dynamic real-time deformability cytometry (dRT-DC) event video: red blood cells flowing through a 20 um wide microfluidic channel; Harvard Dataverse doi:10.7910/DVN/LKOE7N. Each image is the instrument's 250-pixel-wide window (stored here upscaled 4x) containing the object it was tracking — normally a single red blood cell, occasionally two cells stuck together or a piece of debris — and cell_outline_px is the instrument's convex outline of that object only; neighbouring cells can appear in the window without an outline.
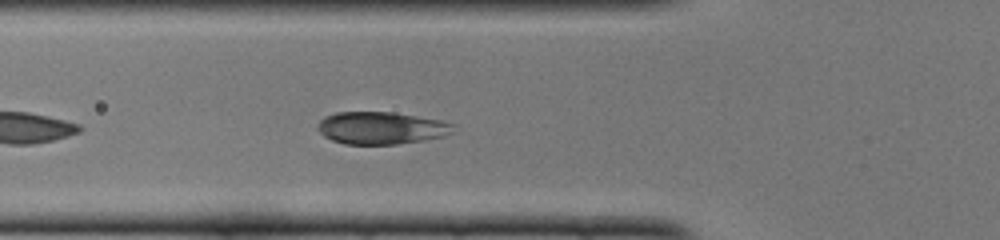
{"species": "common noctule bat (a hibernating species)", "species_latin": "Nyctalus noctula", "temperature_condition": "cold", "stored_images_in_passage": 11, "camera_frame_rate_fps": 3000, "um_per_image_px": 0.085, "animal": {"sex": "female", "body_mass_g": 22.0, "forearm_length_mm": 56.7}, "frame": {"image": 1, "passage_image": 4, "time_ms": 1.0, "image_size_px": [1000, 240], "cell_outline_px": [[456, 132], [444, 136], [424, 140], [396, 144], [344, 144], [332, 140], [324, 136], [316, 128], [320, 120], [324, 116], [336, 112], [392, 112], [440, 120], [456, 124]], "centroid_in_image_um": [32.43, 10.88], "position_along_channel_um": 93.4, "area_um2": 25.78}}
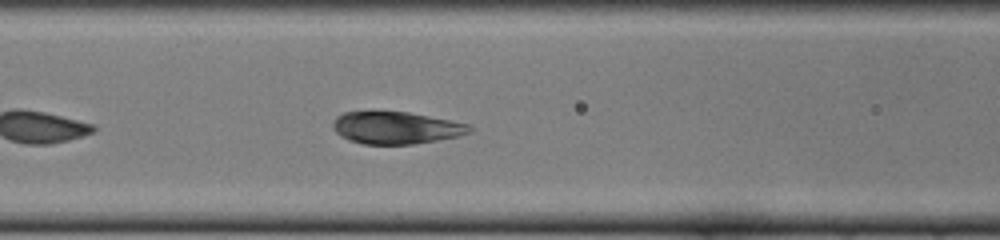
{"frame": {"image": 2, "passage_image": 7, "time_ms": 2.0, "image_size_px": [1000, 240], "cell_outline_px": [[472, 132], [460, 136], [412, 144], [364, 144], [348, 140], [340, 136], [332, 128], [332, 120], [336, 116], [344, 112], [408, 112], [468, 124], [472, 128]], "centroid_in_image_um": [33.62, 10.87], "position_along_channel_um": 133.0, "area_um2": 25.55}}
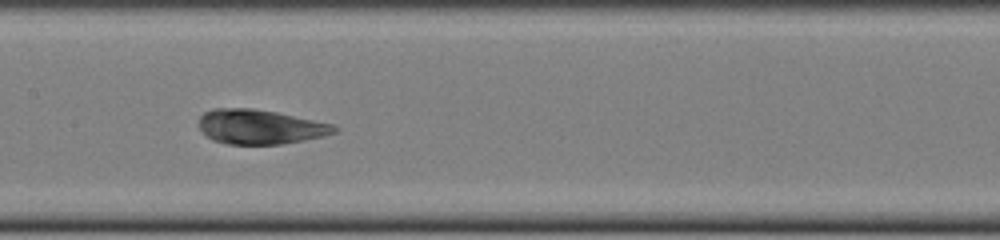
{"frame": {"image": 3, "passage_image": 11, "time_ms": 3.333, "image_size_px": [1000, 240], "cell_outline_px": [[340, 128], [336, 132], [324, 136], [304, 140], [280, 144], [228, 144], [212, 140], [200, 128], [200, 116], [204, 112], [212, 108], [252, 108], [276, 112], [336, 124]], "centroid_in_image_um": [22.15, 10.77], "position_along_channel_um": 185.2, "area_um2": 27.34}}